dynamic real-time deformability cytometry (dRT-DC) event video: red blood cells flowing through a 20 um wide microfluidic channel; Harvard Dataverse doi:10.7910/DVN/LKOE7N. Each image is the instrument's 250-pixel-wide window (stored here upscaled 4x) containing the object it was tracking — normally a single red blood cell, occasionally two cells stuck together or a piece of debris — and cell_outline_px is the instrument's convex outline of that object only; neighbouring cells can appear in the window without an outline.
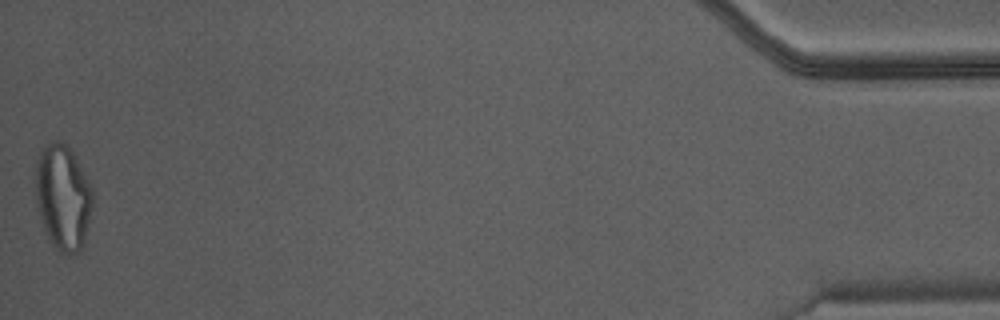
{"species": "Egyptian fruit bat (a non-hibernating species)", "species_latin": "Rousettus aegyptiacus", "temperature_condition": "warm", "stored_images_in_passage": 37, "camera_frame_rate_fps": 3000, "um_per_image_px": 0.085, "animal": {"sex": "male"}, "frame": {"image": 1, "passage_image": 37, "time_ms": 12.0, "image_size_px": [1000, 320], "cell_outline_px": [[92, 204], [84, 240], [80, 252], [60, 252], [56, 248], [48, 236], [44, 228], [36, 200], [36, 160], [40, 148], [52, 140], [56, 140], [64, 144], [72, 152], [92, 188]], "centroid_in_image_um": [5.33, 16.72], "position_along_channel_um": 429.9, "area_um2": 34.33}}